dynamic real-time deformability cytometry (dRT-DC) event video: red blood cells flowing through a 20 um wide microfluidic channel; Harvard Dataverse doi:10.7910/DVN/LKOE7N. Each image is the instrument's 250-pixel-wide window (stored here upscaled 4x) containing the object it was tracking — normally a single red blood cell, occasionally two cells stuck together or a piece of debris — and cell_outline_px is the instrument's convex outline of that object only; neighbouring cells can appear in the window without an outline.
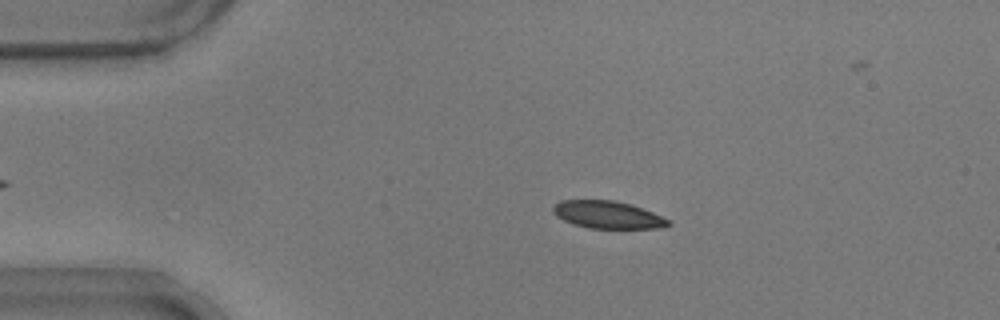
{"species": "common noctule bat (a hibernating species)", "species_latin": "Nyctalus noctula", "temperature_condition": "warm", "stored_images_in_passage": 43, "camera_frame_rate_fps": 3000, "um_per_image_px": 0.085, "animal": {"sex": "male", "body_mass_g": 17.9}, "frame": {"image": 1, "passage_image": 7, "time_ms": 2.0, "image_size_px": [1000, 320], "cell_outline_px": [[672, 224], [660, 228], [588, 228], [564, 220], [556, 216], [552, 208], [560, 200], [616, 200], [632, 204], [672, 220]], "centroid_in_image_um": [51.7, 18.25], "position_along_channel_um": 33.3, "area_um2": 18.44}}
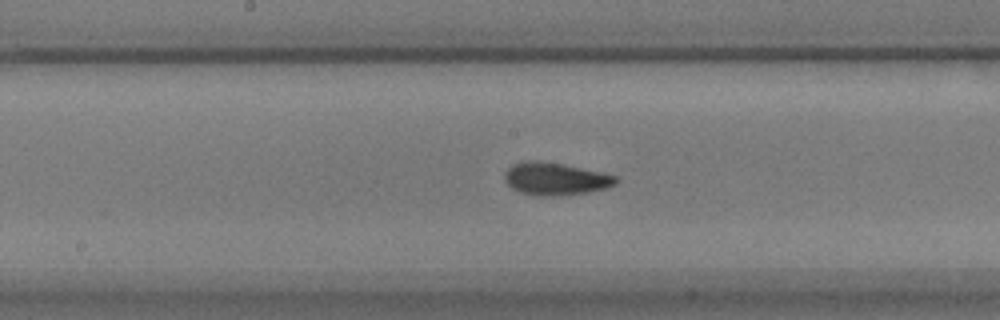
{"frame": {"image": 2, "passage_image": 24, "time_ms": 7.667, "image_size_px": [1000, 320], "cell_outline_px": [[620, 180], [616, 184], [608, 188], [588, 192], [560, 196], [536, 196], [520, 192], [512, 188], [504, 180], [504, 172], [512, 164], [524, 160], [560, 164], [604, 172], [616, 176]], "centroid_in_image_um": [47.23, 15.22], "position_along_channel_um": 201.0, "area_um2": 21.21}}
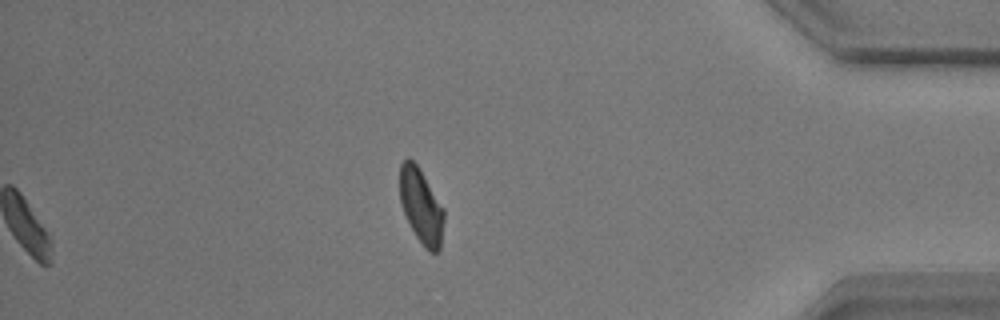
{"frame": {"image": 3, "passage_image": 43, "time_ms": 14.0, "image_size_px": [1000, 320], "cell_outline_px": [[444, 220], [440, 248], [436, 252], [428, 252], [424, 248], [416, 236], [404, 212], [400, 200], [400, 164], [408, 156], [420, 168], [444, 208]], "centroid_in_image_um": [35.81, 17.5], "position_along_channel_um": 399.4, "area_um2": 19.25}, "authors_computed_cell_mechanics": {"area_um2": 19.4786, "velocity_mm_per_s": 3.7124, "shape_relaxation_time_tau1_ms": 4.3626, "shape_relaxation_time_tau2_ms": 1.7181, "deformation_change_tau1": 0.135, "deformation_change_tau2": 0.0726}}